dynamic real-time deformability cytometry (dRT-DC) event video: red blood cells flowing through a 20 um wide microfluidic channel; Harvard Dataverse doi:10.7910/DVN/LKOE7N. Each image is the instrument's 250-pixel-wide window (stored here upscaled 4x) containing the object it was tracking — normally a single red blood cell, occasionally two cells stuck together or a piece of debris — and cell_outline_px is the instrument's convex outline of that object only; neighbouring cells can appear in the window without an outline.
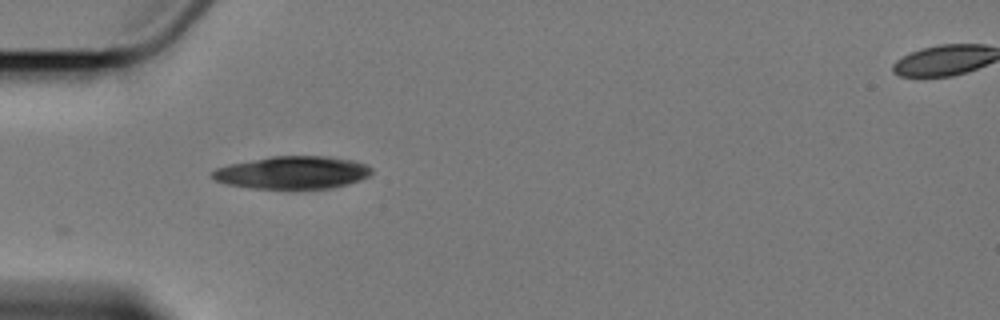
{"species": "Egyptian fruit bat (a non-hibernating species)", "species_latin": "Rousettus aegyptiacus", "temperature_condition": "cold", "stored_images_in_passage": 6, "camera_frame_rate_fps": 3000, "um_per_image_px": 0.085, "animal": {"sex": "female"}, "frame": {"image": 1, "passage_image": 3, "time_ms": 2.333, "image_size_px": [1000, 320], "cell_outline_px": [[372, 172], [368, 176], [360, 180], [332, 188], [292, 192], [252, 188], [228, 184], [216, 180], [208, 176], [216, 168], [228, 164], [272, 156], [328, 156], [352, 160], [364, 164], [372, 168]], "centroid_in_image_um": [24.84, 14.71], "position_along_channel_um": 60.2, "area_um2": 31.33}}
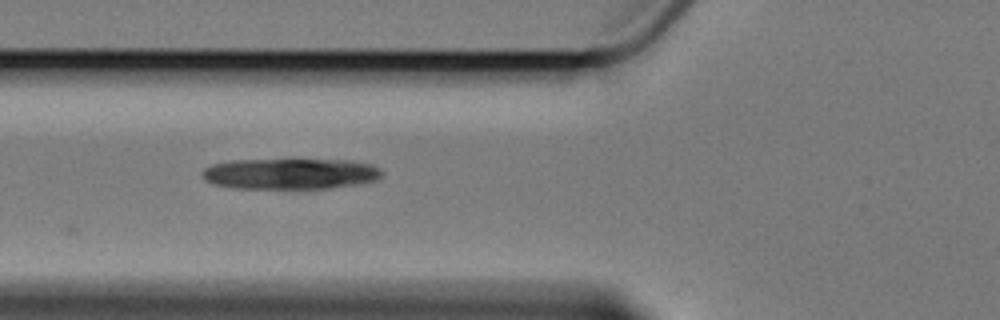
{"frame": {"image": 2, "passage_image": 4, "time_ms": 3.667, "image_size_px": [1000, 320], "cell_outline_px": [[384, 172], [376, 180], [356, 184], [328, 188], [236, 188], [212, 184], [204, 180], [200, 172], [204, 168], [212, 164], [232, 160], [352, 160], [372, 164], [380, 168]], "centroid_in_image_um": [24.65, 14.76], "position_along_channel_um": 101.1, "area_um2": 32.37}}
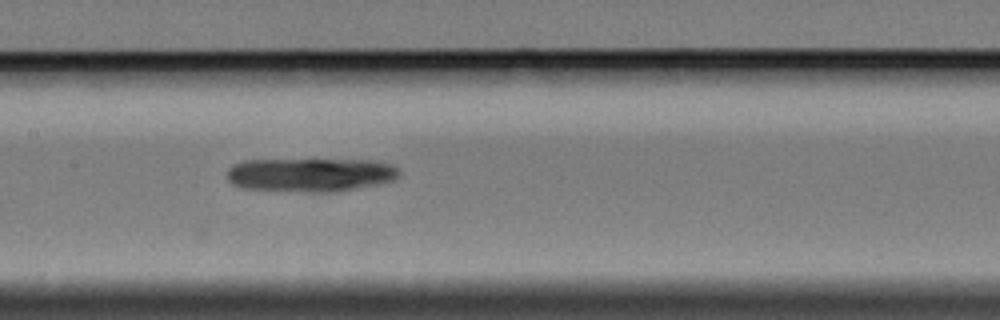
{"frame": {"image": 3, "passage_image": 6, "time_ms": 6.0, "image_size_px": [1000, 320], "cell_outline_px": [[400, 172], [392, 180], [376, 184], [332, 192], [304, 192], [240, 188], [232, 184], [228, 180], [228, 168], [232, 164], [244, 160], [372, 160], [392, 164]], "centroid_in_image_um": [26.32, 14.85], "position_along_channel_um": 181.1, "area_um2": 33.76}}